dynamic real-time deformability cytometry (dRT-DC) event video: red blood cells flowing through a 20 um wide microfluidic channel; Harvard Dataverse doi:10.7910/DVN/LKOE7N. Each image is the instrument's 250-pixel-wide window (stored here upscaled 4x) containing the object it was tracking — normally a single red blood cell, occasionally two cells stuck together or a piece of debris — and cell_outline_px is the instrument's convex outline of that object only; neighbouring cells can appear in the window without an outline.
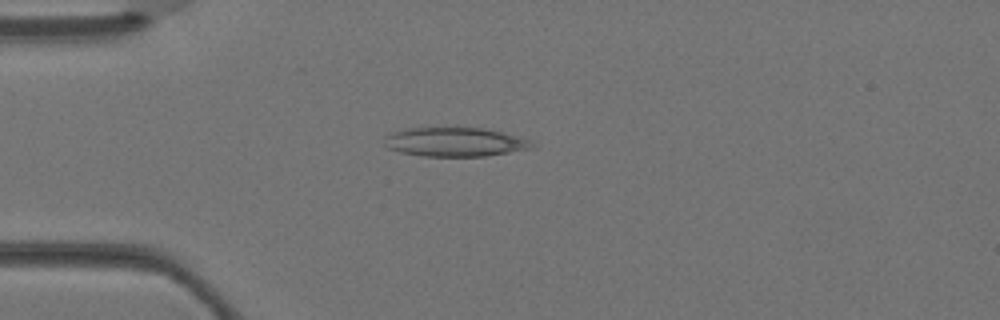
{"species": "Egyptian fruit bat (a non-hibernating species)", "species_latin": "Rousettus aegyptiacus", "temperature_condition": "warm", "stored_images_in_passage": 2, "camera_frame_rate_fps": 3000, "um_per_image_px": 0.085, "animal": {"sex": "female"}, "frame": {"image": 1, "passage_image": 2, "time_ms": 0.333, "image_size_px": [1000, 320], "cell_outline_px": [[536, 148], [484, 156], [424, 156], [400, 152], [388, 148], [384, 144], [384, 136], [392, 132], [404, 128], [484, 128], [500, 132], [528, 140], [536, 144]], "centroid_in_image_um": [38.64, 12.07], "position_along_channel_um": 46.4, "area_um2": 24.91}}